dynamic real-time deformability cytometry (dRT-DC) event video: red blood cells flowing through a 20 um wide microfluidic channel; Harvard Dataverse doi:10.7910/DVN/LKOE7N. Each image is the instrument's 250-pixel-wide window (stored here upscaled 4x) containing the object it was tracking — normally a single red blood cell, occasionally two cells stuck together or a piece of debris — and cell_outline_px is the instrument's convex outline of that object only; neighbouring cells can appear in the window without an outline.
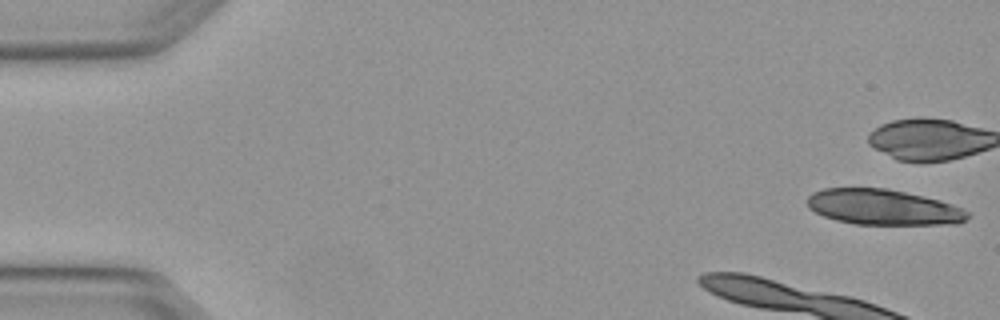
{"species": "Egyptian fruit bat (a non-hibernating species)", "species_latin": "Rousettus aegyptiacus", "temperature_condition": "warm", "stored_images_in_passage": 4, "camera_frame_rate_fps": 3000, "um_per_image_px": 0.085, "animal": {"sex": "female"}, "frame": {"image": 1, "passage_image": 1, "time_ms": 0.0, "image_size_px": [1000, 320], "cell_outline_px": [[968, 216], [964, 220], [956, 224], [856, 224], [836, 220], [824, 216], [808, 208], [808, 196], [812, 192], [824, 188], [888, 188], [924, 196], [940, 200], [964, 208], [968, 212]], "centroid_in_image_um": [75.08, 17.6], "position_along_channel_um": 9.9, "area_um2": 33.18}}